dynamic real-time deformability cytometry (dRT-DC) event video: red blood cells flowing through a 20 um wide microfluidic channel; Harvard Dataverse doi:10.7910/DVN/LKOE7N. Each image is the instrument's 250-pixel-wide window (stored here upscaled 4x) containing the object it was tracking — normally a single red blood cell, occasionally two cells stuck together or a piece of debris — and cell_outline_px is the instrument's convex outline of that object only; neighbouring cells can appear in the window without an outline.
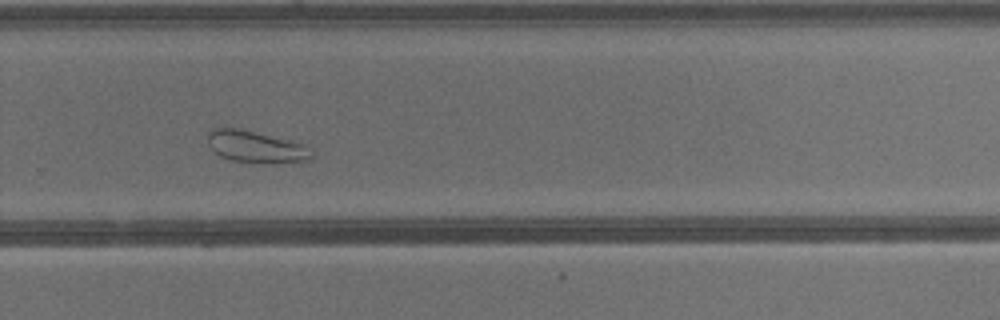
{"species": "common noctule bat (a hibernating species)", "species_latin": "Nyctalus noctula", "temperature_condition": "warm", "stored_images_in_passage": 30, "camera_frame_rate_fps": 3000, "um_per_image_px": 0.085, "animal": {"sex": "male", "body_mass_g": 13.3}, "frame": {"image": 1, "passage_image": 16, "time_ms": 5.0, "image_size_px": [1000, 320], "cell_outline_px": [[312, 156], [308, 160], [260, 164], [232, 160], [220, 156], [208, 144], [208, 132], [212, 128], [240, 128], [292, 140], [304, 144]], "centroid_in_image_um": [21.72, 12.47], "position_along_channel_um": 308.1, "area_um2": 19.25}}
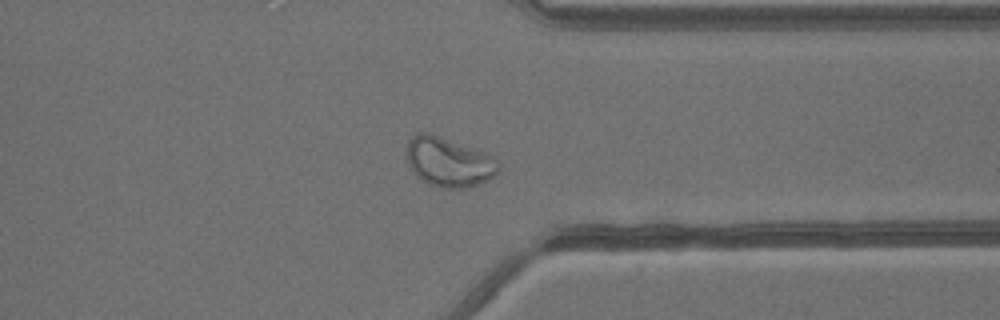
{"frame": {"image": 2, "passage_image": 20, "time_ms": 6.333, "image_size_px": [1000, 320], "cell_outline_px": [[500, 168], [496, 176], [488, 180], [468, 188], [444, 188], [428, 184], [416, 176], [408, 164], [408, 140], [416, 132], [428, 132], [484, 152], [492, 156], [496, 160]], "centroid_in_image_um": [38.15, 13.78], "position_along_channel_um": 373.2, "area_um2": 26.41}}
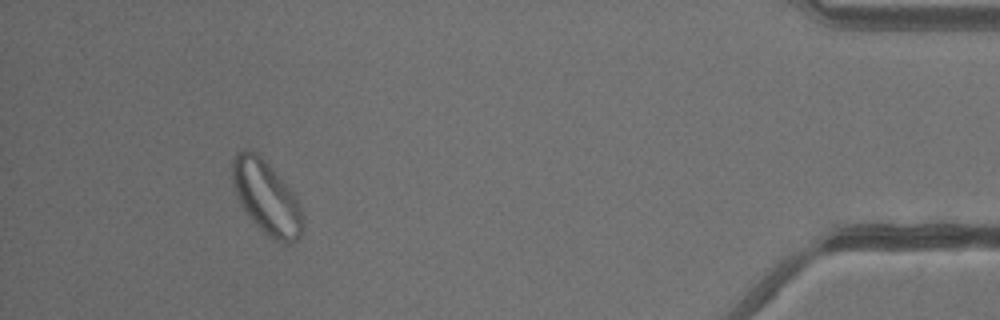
{"frame": {"image": 3, "passage_image": 26, "time_ms": 8.333, "image_size_px": [1000, 320], "cell_outline_px": [[304, 228], [300, 236], [292, 244], [284, 244], [268, 236], [248, 216], [240, 204], [232, 184], [232, 160], [236, 152], [240, 148], [252, 148], [268, 164], [296, 196], [300, 208], [304, 224]], "centroid_in_image_um": [22.63, 16.77], "position_along_channel_um": 412.6, "area_um2": 30.23}}